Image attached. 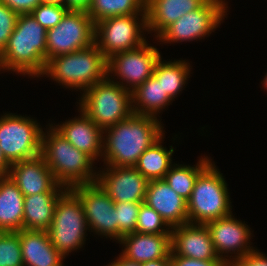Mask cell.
Returning a JSON list of instances; mask_svg holds the SVG:
<instances>
[{
  "mask_svg": "<svg viewBox=\"0 0 267 266\" xmlns=\"http://www.w3.org/2000/svg\"><path fill=\"white\" fill-rule=\"evenodd\" d=\"M170 256L197 260H222L217 255L205 224L187 223L172 228Z\"/></svg>",
  "mask_w": 267,
  "mask_h": 266,
  "instance_id": "obj_17",
  "label": "cell"
},
{
  "mask_svg": "<svg viewBox=\"0 0 267 266\" xmlns=\"http://www.w3.org/2000/svg\"><path fill=\"white\" fill-rule=\"evenodd\" d=\"M144 203L160 214L171 228L189 223L187 201L164 179L149 181Z\"/></svg>",
  "mask_w": 267,
  "mask_h": 266,
  "instance_id": "obj_19",
  "label": "cell"
},
{
  "mask_svg": "<svg viewBox=\"0 0 267 266\" xmlns=\"http://www.w3.org/2000/svg\"><path fill=\"white\" fill-rule=\"evenodd\" d=\"M226 0H207L200 8L181 16L157 37L160 44L190 42L204 39L223 23L228 12Z\"/></svg>",
  "mask_w": 267,
  "mask_h": 266,
  "instance_id": "obj_9",
  "label": "cell"
},
{
  "mask_svg": "<svg viewBox=\"0 0 267 266\" xmlns=\"http://www.w3.org/2000/svg\"><path fill=\"white\" fill-rule=\"evenodd\" d=\"M81 109L102 130L133 114L131 91L108 77L81 93Z\"/></svg>",
  "mask_w": 267,
  "mask_h": 266,
  "instance_id": "obj_6",
  "label": "cell"
},
{
  "mask_svg": "<svg viewBox=\"0 0 267 266\" xmlns=\"http://www.w3.org/2000/svg\"><path fill=\"white\" fill-rule=\"evenodd\" d=\"M90 229L78 196L66 189L58 198L48 230L52 245L66 258L85 245Z\"/></svg>",
  "mask_w": 267,
  "mask_h": 266,
  "instance_id": "obj_7",
  "label": "cell"
},
{
  "mask_svg": "<svg viewBox=\"0 0 267 266\" xmlns=\"http://www.w3.org/2000/svg\"><path fill=\"white\" fill-rule=\"evenodd\" d=\"M261 84H262V88H264L267 91V73L265 74Z\"/></svg>",
  "mask_w": 267,
  "mask_h": 266,
  "instance_id": "obj_43",
  "label": "cell"
},
{
  "mask_svg": "<svg viewBox=\"0 0 267 266\" xmlns=\"http://www.w3.org/2000/svg\"><path fill=\"white\" fill-rule=\"evenodd\" d=\"M102 169L98 170L96 182L114 203H144L149 181L135 167L105 166Z\"/></svg>",
  "mask_w": 267,
  "mask_h": 266,
  "instance_id": "obj_15",
  "label": "cell"
},
{
  "mask_svg": "<svg viewBox=\"0 0 267 266\" xmlns=\"http://www.w3.org/2000/svg\"><path fill=\"white\" fill-rule=\"evenodd\" d=\"M141 204L136 202L114 203L118 221V241L122 236L135 232Z\"/></svg>",
  "mask_w": 267,
  "mask_h": 266,
  "instance_id": "obj_32",
  "label": "cell"
},
{
  "mask_svg": "<svg viewBox=\"0 0 267 266\" xmlns=\"http://www.w3.org/2000/svg\"><path fill=\"white\" fill-rule=\"evenodd\" d=\"M172 228L153 208L142 203L135 232L143 234H171Z\"/></svg>",
  "mask_w": 267,
  "mask_h": 266,
  "instance_id": "obj_30",
  "label": "cell"
},
{
  "mask_svg": "<svg viewBox=\"0 0 267 266\" xmlns=\"http://www.w3.org/2000/svg\"><path fill=\"white\" fill-rule=\"evenodd\" d=\"M18 16L6 4L0 2V53L6 47L9 37L14 31Z\"/></svg>",
  "mask_w": 267,
  "mask_h": 266,
  "instance_id": "obj_34",
  "label": "cell"
},
{
  "mask_svg": "<svg viewBox=\"0 0 267 266\" xmlns=\"http://www.w3.org/2000/svg\"><path fill=\"white\" fill-rule=\"evenodd\" d=\"M24 266H64L65 257L52 245L48 231H17Z\"/></svg>",
  "mask_w": 267,
  "mask_h": 266,
  "instance_id": "obj_21",
  "label": "cell"
},
{
  "mask_svg": "<svg viewBox=\"0 0 267 266\" xmlns=\"http://www.w3.org/2000/svg\"><path fill=\"white\" fill-rule=\"evenodd\" d=\"M232 266H267V255L255 249L245 257L238 259Z\"/></svg>",
  "mask_w": 267,
  "mask_h": 266,
  "instance_id": "obj_37",
  "label": "cell"
},
{
  "mask_svg": "<svg viewBox=\"0 0 267 266\" xmlns=\"http://www.w3.org/2000/svg\"><path fill=\"white\" fill-rule=\"evenodd\" d=\"M172 266H228L223 260H197L183 256H171Z\"/></svg>",
  "mask_w": 267,
  "mask_h": 266,
  "instance_id": "obj_35",
  "label": "cell"
},
{
  "mask_svg": "<svg viewBox=\"0 0 267 266\" xmlns=\"http://www.w3.org/2000/svg\"><path fill=\"white\" fill-rule=\"evenodd\" d=\"M46 126L42 133L41 155L55 180L67 189L80 184L95 183L98 174L96 166L94 167L96 162L75 148L50 123Z\"/></svg>",
  "mask_w": 267,
  "mask_h": 266,
  "instance_id": "obj_3",
  "label": "cell"
},
{
  "mask_svg": "<svg viewBox=\"0 0 267 266\" xmlns=\"http://www.w3.org/2000/svg\"><path fill=\"white\" fill-rule=\"evenodd\" d=\"M159 118L132 114L103 130L102 162L106 166L134 167L143 152L165 133Z\"/></svg>",
  "mask_w": 267,
  "mask_h": 266,
  "instance_id": "obj_1",
  "label": "cell"
},
{
  "mask_svg": "<svg viewBox=\"0 0 267 266\" xmlns=\"http://www.w3.org/2000/svg\"><path fill=\"white\" fill-rule=\"evenodd\" d=\"M18 15L31 14L40 4V0H0Z\"/></svg>",
  "mask_w": 267,
  "mask_h": 266,
  "instance_id": "obj_36",
  "label": "cell"
},
{
  "mask_svg": "<svg viewBox=\"0 0 267 266\" xmlns=\"http://www.w3.org/2000/svg\"><path fill=\"white\" fill-rule=\"evenodd\" d=\"M227 182L223 173L211 162L197 177L187 200L189 223L206 224L232 214Z\"/></svg>",
  "mask_w": 267,
  "mask_h": 266,
  "instance_id": "obj_5",
  "label": "cell"
},
{
  "mask_svg": "<svg viewBox=\"0 0 267 266\" xmlns=\"http://www.w3.org/2000/svg\"><path fill=\"white\" fill-rule=\"evenodd\" d=\"M207 0H146V26L155 38L186 13L200 8Z\"/></svg>",
  "mask_w": 267,
  "mask_h": 266,
  "instance_id": "obj_22",
  "label": "cell"
},
{
  "mask_svg": "<svg viewBox=\"0 0 267 266\" xmlns=\"http://www.w3.org/2000/svg\"><path fill=\"white\" fill-rule=\"evenodd\" d=\"M146 0H91L87 13L97 22L123 15L146 14Z\"/></svg>",
  "mask_w": 267,
  "mask_h": 266,
  "instance_id": "obj_29",
  "label": "cell"
},
{
  "mask_svg": "<svg viewBox=\"0 0 267 266\" xmlns=\"http://www.w3.org/2000/svg\"><path fill=\"white\" fill-rule=\"evenodd\" d=\"M95 43V23L84 10H68L61 21L47 30L46 62Z\"/></svg>",
  "mask_w": 267,
  "mask_h": 266,
  "instance_id": "obj_11",
  "label": "cell"
},
{
  "mask_svg": "<svg viewBox=\"0 0 267 266\" xmlns=\"http://www.w3.org/2000/svg\"><path fill=\"white\" fill-rule=\"evenodd\" d=\"M91 0H66V7L69 10L87 11Z\"/></svg>",
  "mask_w": 267,
  "mask_h": 266,
  "instance_id": "obj_38",
  "label": "cell"
},
{
  "mask_svg": "<svg viewBox=\"0 0 267 266\" xmlns=\"http://www.w3.org/2000/svg\"><path fill=\"white\" fill-rule=\"evenodd\" d=\"M10 164L7 162L0 148V176H6L8 174Z\"/></svg>",
  "mask_w": 267,
  "mask_h": 266,
  "instance_id": "obj_41",
  "label": "cell"
},
{
  "mask_svg": "<svg viewBox=\"0 0 267 266\" xmlns=\"http://www.w3.org/2000/svg\"><path fill=\"white\" fill-rule=\"evenodd\" d=\"M0 148L12 165L41 154L43 126L27 115H0Z\"/></svg>",
  "mask_w": 267,
  "mask_h": 266,
  "instance_id": "obj_8",
  "label": "cell"
},
{
  "mask_svg": "<svg viewBox=\"0 0 267 266\" xmlns=\"http://www.w3.org/2000/svg\"><path fill=\"white\" fill-rule=\"evenodd\" d=\"M24 195L8 177L0 176V231L23 229Z\"/></svg>",
  "mask_w": 267,
  "mask_h": 266,
  "instance_id": "obj_23",
  "label": "cell"
},
{
  "mask_svg": "<svg viewBox=\"0 0 267 266\" xmlns=\"http://www.w3.org/2000/svg\"><path fill=\"white\" fill-rule=\"evenodd\" d=\"M68 10L65 6L39 4L31 14L39 24L49 30L61 21Z\"/></svg>",
  "mask_w": 267,
  "mask_h": 266,
  "instance_id": "obj_33",
  "label": "cell"
},
{
  "mask_svg": "<svg viewBox=\"0 0 267 266\" xmlns=\"http://www.w3.org/2000/svg\"><path fill=\"white\" fill-rule=\"evenodd\" d=\"M118 255L119 257L117 256V258H115V261L110 262L106 266H142V264H140L139 262L127 259L121 253Z\"/></svg>",
  "mask_w": 267,
  "mask_h": 266,
  "instance_id": "obj_39",
  "label": "cell"
},
{
  "mask_svg": "<svg viewBox=\"0 0 267 266\" xmlns=\"http://www.w3.org/2000/svg\"><path fill=\"white\" fill-rule=\"evenodd\" d=\"M78 112L80 113L78 117L65 120L61 124L51 123V125L75 148L99 162L103 152V130L81 109H78Z\"/></svg>",
  "mask_w": 267,
  "mask_h": 266,
  "instance_id": "obj_18",
  "label": "cell"
},
{
  "mask_svg": "<svg viewBox=\"0 0 267 266\" xmlns=\"http://www.w3.org/2000/svg\"><path fill=\"white\" fill-rule=\"evenodd\" d=\"M69 90L82 93L107 77V59L94 43L91 46L49 59L43 77Z\"/></svg>",
  "mask_w": 267,
  "mask_h": 266,
  "instance_id": "obj_4",
  "label": "cell"
},
{
  "mask_svg": "<svg viewBox=\"0 0 267 266\" xmlns=\"http://www.w3.org/2000/svg\"><path fill=\"white\" fill-rule=\"evenodd\" d=\"M205 225L209 229L217 255L228 266H232L238 259L257 249L250 241L253 231L245 221L236 219L233 213L227 217L209 221Z\"/></svg>",
  "mask_w": 267,
  "mask_h": 266,
  "instance_id": "obj_14",
  "label": "cell"
},
{
  "mask_svg": "<svg viewBox=\"0 0 267 266\" xmlns=\"http://www.w3.org/2000/svg\"><path fill=\"white\" fill-rule=\"evenodd\" d=\"M142 266H172L171 256L169 255L167 258L142 263Z\"/></svg>",
  "mask_w": 267,
  "mask_h": 266,
  "instance_id": "obj_40",
  "label": "cell"
},
{
  "mask_svg": "<svg viewBox=\"0 0 267 266\" xmlns=\"http://www.w3.org/2000/svg\"><path fill=\"white\" fill-rule=\"evenodd\" d=\"M7 175L24 197L40 193H63L67 189L55 180L41 154L12 164Z\"/></svg>",
  "mask_w": 267,
  "mask_h": 266,
  "instance_id": "obj_16",
  "label": "cell"
},
{
  "mask_svg": "<svg viewBox=\"0 0 267 266\" xmlns=\"http://www.w3.org/2000/svg\"><path fill=\"white\" fill-rule=\"evenodd\" d=\"M40 4H50L66 7V0H40Z\"/></svg>",
  "mask_w": 267,
  "mask_h": 266,
  "instance_id": "obj_42",
  "label": "cell"
},
{
  "mask_svg": "<svg viewBox=\"0 0 267 266\" xmlns=\"http://www.w3.org/2000/svg\"><path fill=\"white\" fill-rule=\"evenodd\" d=\"M164 136L165 134L146 149L134 166L148 181L163 179L173 165L172 155L175 149L172 145L169 150L163 147Z\"/></svg>",
  "mask_w": 267,
  "mask_h": 266,
  "instance_id": "obj_27",
  "label": "cell"
},
{
  "mask_svg": "<svg viewBox=\"0 0 267 266\" xmlns=\"http://www.w3.org/2000/svg\"><path fill=\"white\" fill-rule=\"evenodd\" d=\"M146 32V14L114 16L95 24V44L109 59L114 54L144 44Z\"/></svg>",
  "mask_w": 267,
  "mask_h": 266,
  "instance_id": "obj_10",
  "label": "cell"
},
{
  "mask_svg": "<svg viewBox=\"0 0 267 266\" xmlns=\"http://www.w3.org/2000/svg\"><path fill=\"white\" fill-rule=\"evenodd\" d=\"M160 57L159 49L146 41L138 48L114 54L107 59V77L132 92L153 75Z\"/></svg>",
  "mask_w": 267,
  "mask_h": 266,
  "instance_id": "obj_12",
  "label": "cell"
},
{
  "mask_svg": "<svg viewBox=\"0 0 267 266\" xmlns=\"http://www.w3.org/2000/svg\"><path fill=\"white\" fill-rule=\"evenodd\" d=\"M47 30L32 14L18 16L8 43L0 53L2 70L5 72L39 78L46 67Z\"/></svg>",
  "mask_w": 267,
  "mask_h": 266,
  "instance_id": "obj_2",
  "label": "cell"
},
{
  "mask_svg": "<svg viewBox=\"0 0 267 266\" xmlns=\"http://www.w3.org/2000/svg\"><path fill=\"white\" fill-rule=\"evenodd\" d=\"M121 254L140 264L167 258L172 251L171 234H143L133 232L122 236L118 241Z\"/></svg>",
  "mask_w": 267,
  "mask_h": 266,
  "instance_id": "obj_20",
  "label": "cell"
},
{
  "mask_svg": "<svg viewBox=\"0 0 267 266\" xmlns=\"http://www.w3.org/2000/svg\"><path fill=\"white\" fill-rule=\"evenodd\" d=\"M131 98L133 114L155 118L173 102L153 75L131 92Z\"/></svg>",
  "mask_w": 267,
  "mask_h": 266,
  "instance_id": "obj_24",
  "label": "cell"
},
{
  "mask_svg": "<svg viewBox=\"0 0 267 266\" xmlns=\"http://www.w3.org/2000/svg\"><path fill=\"white\" fill-rule=\"evenodd\" d=\"M190 65L187 60L182 58L181 60L166 61L162 56L155 65L153 76L161 82L164 93H167L173 101L188 84V78L192 74Z\"/></svg>",
  "mask_w": 267,
  "mask_h": 266,
  "instance_id": "obj_26",
  "label": "cell"
},
{
  "mask_svg": "<svg viewBox=\"0 0 267 266\" xmlns=\"http://www.w3.org/2000/svg\"><path fill=\"white\" fill-rule=\"evenodd\" d=\"M62 193H40L24 197L23 229L48 231Z\"/></svg>",
  "mask_w": 267,
  "mask_h": 266,
  "instance_id": "obj_25",
  "label": "cell"
},
{
  "mask_svg": "<svg viewBox=\"0 0 267 266\" xmlns=\"http://www.w3.org/2000/svg\"><path fill=\"white\" fill-rule=\"evenodd\" d=\"M212 162L208 156L198 159L195 165L174 163L164 176L166 183L186 201L190 198L198 175Z\"/></svg>",
  "mask_w": 267,
  "mask_h": 266,
  "instance_id": "obj_28",
  "label": "cell"
},
{
  "mask_svg": "<svg viewBox=\"0 0 267 266\" xmlns=\"http://www.w3.org/2000/svg\"><path fill=\"white\" fill-rule=\"evenodd\" d=\"M79 198L90 231L118 242V221L114 202L95 182L80 184L70 188ZM103 236V237H102Z\"/></svg>",
  "mask_w": 267,
  "mask_h": 266,
  "instance_id": "obj_13",
  "label": "cell"
},
{
  "mask_svg": "<svg viewBox=\"0 0 267 266\" xmlns=\"http://www.w3.org/2000/svg\"><path fill=\"white\" fill-rule=\"evenodd\" d=\"M0 266H24L18 232L0 231Z\"/></svg>",
  "mask_w": 267,
  "mask_h": 266,
  "instance_id": "obj_31",
  "label": "cell"
}]
</instances>
